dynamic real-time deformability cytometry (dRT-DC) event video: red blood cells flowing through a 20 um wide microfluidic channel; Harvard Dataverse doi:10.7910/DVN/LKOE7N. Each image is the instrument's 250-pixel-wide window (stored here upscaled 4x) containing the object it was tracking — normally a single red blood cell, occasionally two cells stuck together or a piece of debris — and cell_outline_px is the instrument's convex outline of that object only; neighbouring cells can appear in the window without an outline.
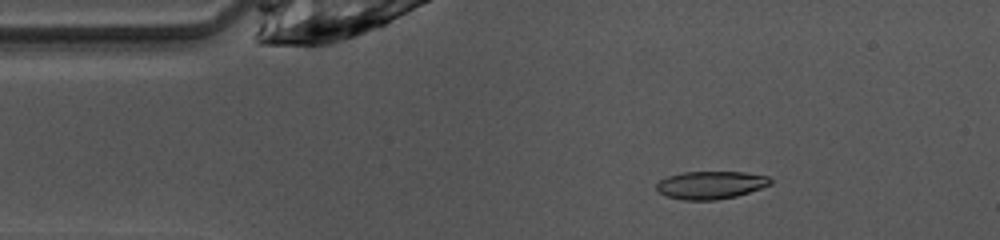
{"species": "common noctule bat (a hibernating species)", "species_latin": "Nyctalus noctula", "temperature_condition": "warm", "stored_images_in_passage": 43, "camera_frame_rate_fps": 3000, "um_per_image_px": 0.085, "animal": {"sex": "female", "body_mass_g": 10.0, "forearm_length_mm": 53.1}, "frame": {"image": 1, "passage_image": 3, "time_ms": 0.667, "image_size_px": [1000, 240], "cell_outline_px": [[772, 184], [736, 196], [716, 200], [684, 200], [668, 196], [656, 192], [656, 184], [660, 180], [668, 176], [684, 172], [744, 172], [768, 176], [772, 180]], "centroid_in_image_um": [60.4, 15.72], "position_along_channel_um": 24.6, "area_um2": 18.44}}
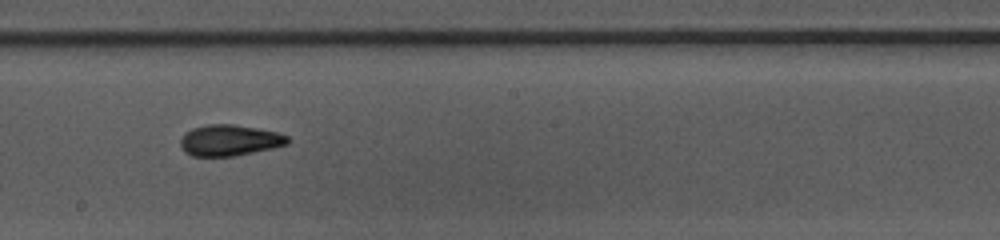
{"frame": {"image": 2, "passage_image": 21, "time_ms": 6.667, "image_size_px": [1000, 240], "cell_outline_px": [[288, 144], [272, 148], [232, 156], [192, 156], [184, 152], [180, 148], [180, 140], [184, 132], [192, 128], [208, 124], [232, 124], [256, 128], [276, 132], [288, 136]], "centroid_in_image_um": [19.45, 11.92], "position_along_channel_um": 228.8, "area_um2": 19.36}}
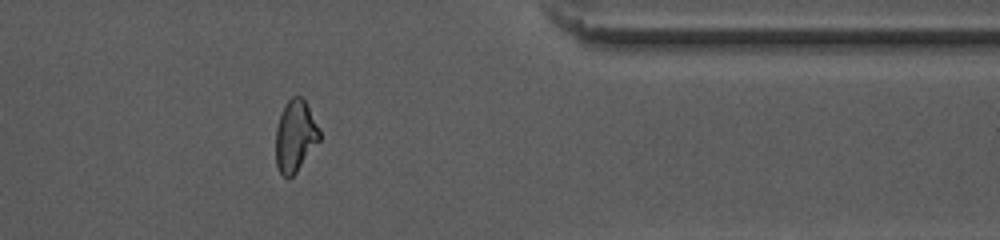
{"frame": {"image": 3, "passage_image": 34, "time_ms": 11.0, "image_size_px": [1000, 240], "cell_outline_px": [[320, 140], [296, 172], [288, 180], [280, 172], [276, 164], [276, 128], [284, 104], [292, 96], [300, 96], [304, 100], [320, 128]], "centroid_in_image_um": [25.09, 11.56], "position_along_channel_um": 386.3, "area_um2": 18.21}, "authors_computed_cell_mechanics": {"area_um2": 19.0162, "velocity_mm_per_s": 4.0915, "shape_relaxation_time_tau1_ms": 3.4644, "shape_relaxation_time_tau2_ms": 2.4693, "deformation_change_tau1": 0.1543, "deformation_change_tau2": 0.0967}}